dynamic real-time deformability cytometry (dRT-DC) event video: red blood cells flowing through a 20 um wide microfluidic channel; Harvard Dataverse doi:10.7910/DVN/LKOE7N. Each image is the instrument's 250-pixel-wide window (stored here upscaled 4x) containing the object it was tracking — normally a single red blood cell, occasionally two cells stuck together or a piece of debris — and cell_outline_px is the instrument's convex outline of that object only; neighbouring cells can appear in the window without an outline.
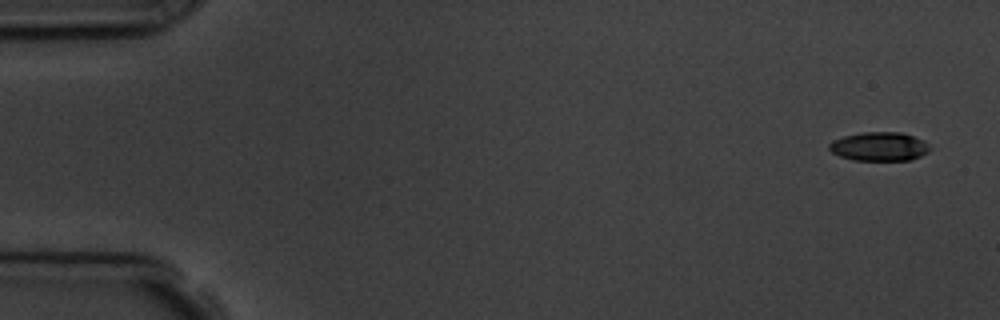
{"species": "common noctule bat (a hibernating species)", "species_latin": "Nyctalus noctula", "temperature_condition": "room temperature", "stored_images_in_passage": 5, "camera_frame_rate_fps": 3000, "um_per_image_px": 0.085, "animal": {"sex": "male", "body_mass_g": 19.5, "forearm_length_mm": 54.6}, "frame": {"image": 1, "passage_image": 1, "time_ms": 0.0, "image_size_px": [1000, 320], "cell_outline_px": [[928, 152], [920, 156], [908, 160], [852, 160], [840, 156], [832, 152], [828, 148], [828, 144], [832, 140], [844, 136], [860, 132], [900, 132], [924, 140], [928, 144]], "centroid_in_image_um": [74.7, 12.45], "position_along_channel_um": 10.3, "area_um2": 16.88}}
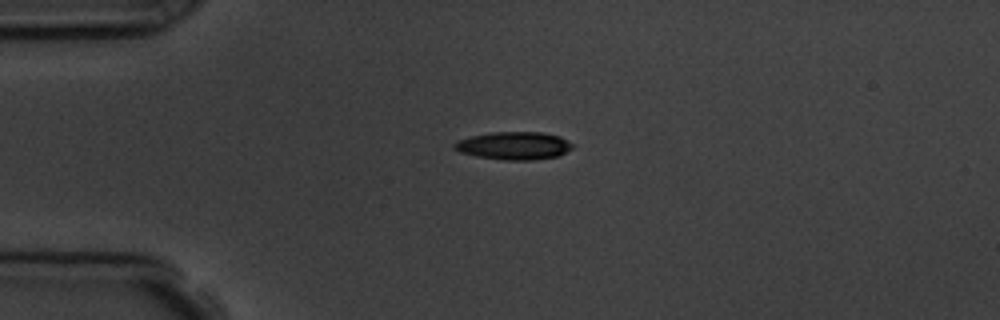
{"frame": {"image": 2, "passage_image": 4, "time_ms": 3.667, "image_size_px": [1000, 320], "cell_outline_px": [[572, 148], [560, 156], [532, 160], [504, 160], [476, 156], [460, 152], [452, 148], [452, 144], [460, 140], [472, 136], [492, 132], [544, 132], [560, 136], [572, 144]], "centroid_in_image_um": [43.69, 12.39], "position_along_channel_um": 41.3, "area_um2": 19.19}}